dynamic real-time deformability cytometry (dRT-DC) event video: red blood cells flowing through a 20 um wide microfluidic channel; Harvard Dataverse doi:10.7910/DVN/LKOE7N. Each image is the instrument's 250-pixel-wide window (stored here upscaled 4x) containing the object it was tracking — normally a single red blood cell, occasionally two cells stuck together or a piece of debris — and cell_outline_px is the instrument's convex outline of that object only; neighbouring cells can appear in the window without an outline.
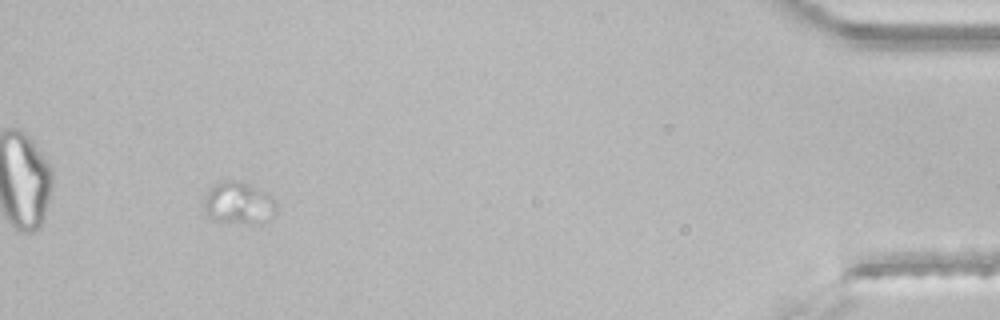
{"species": "common noctule bat (a hibernating species)", "species_latin": "Nyctalus noctula", "temperature_condition": "room temperature", "stored_images_in_passage": 47, "camera_frame_rate_fps": 3000, "um_per_image_px": 0.085, "animal": {"sex": "male", "body_mass_g": 21.5, "forearm_length_mm": 52.0}, "frame": {"image": 1, "passage_image": 43, "time_ms": 14.0, "image_size_px": [1000, 320], "cell_outline_px": [[276, 216], [260, 224], [256, 224], [212, 220], [208, 216], [204, 208], [204, 196], [208, 188], [216, 184], [228, 180], [236, 180], [268, 192], [276, 200]], "centroid_in_image_um": [20.32, 17.28], "position_along_channel_um": 414.9, "area_um2": 18.09}}